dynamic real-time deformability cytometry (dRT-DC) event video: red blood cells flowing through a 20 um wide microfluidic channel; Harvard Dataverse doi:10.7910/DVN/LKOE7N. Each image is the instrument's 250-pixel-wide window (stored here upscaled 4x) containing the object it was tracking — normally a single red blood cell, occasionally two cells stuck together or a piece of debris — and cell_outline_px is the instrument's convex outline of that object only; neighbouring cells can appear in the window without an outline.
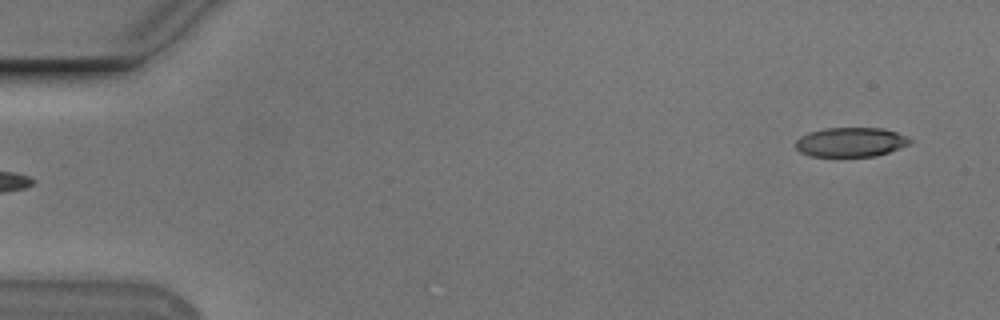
{"species": "Egyptian fruit bat (a non-hibernating species)", "species_latin": "Rousettus aegyptiacus", "temperature_condition": "cold", "stored_images_in_passage": 52, "camera_frame_rate_fps": 3000, "um_per_image_px": 0.085, "animal": {"sex": "male"}, "frame": {"image": 1, "passage_image": 1, "time_ms": 0.0, "image_size_px": [1000, 320], "cell_outline_px": [[912, 140], [908, 144], [900, 148], [876, 156], [812, 156], [800, 152], [796, 148], [796, 140], [800, 136], [808, 132], [824, 128], [884, 128], [896, 132]], "centroid_in_image_um": [72.28, 12.07], "position_along_channel_um": 12.7, "area_um2": 19.48}}
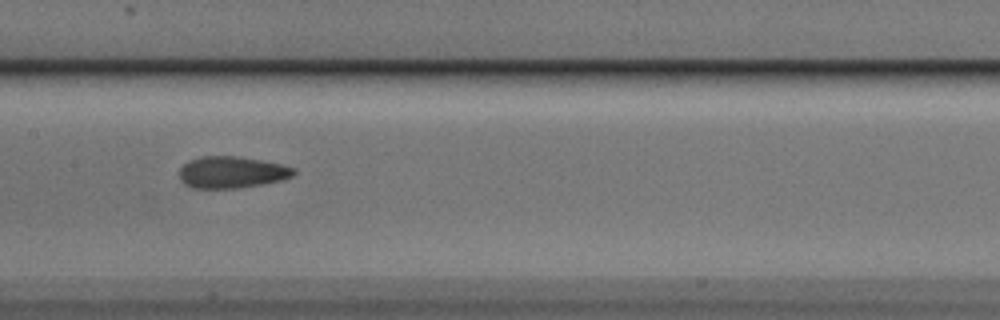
{"frame": {"image": 2, "passage_image": 25, "time_ms": 8.0, "image_size_px": [1000, 320], "cell_outline_px": [[296, 172], [292, 176], [280, 180], [240, 188], [192, 188], [184, 184], [180, 180], [180, 168], [188, 160], [200, 156], [236, 156], [260, 160], [280, 164], [296, 168]], "centroid_in_image_um": [19.66, 14.64], "position_along_channel_um": 187.7, "area_um2": 21.1}}
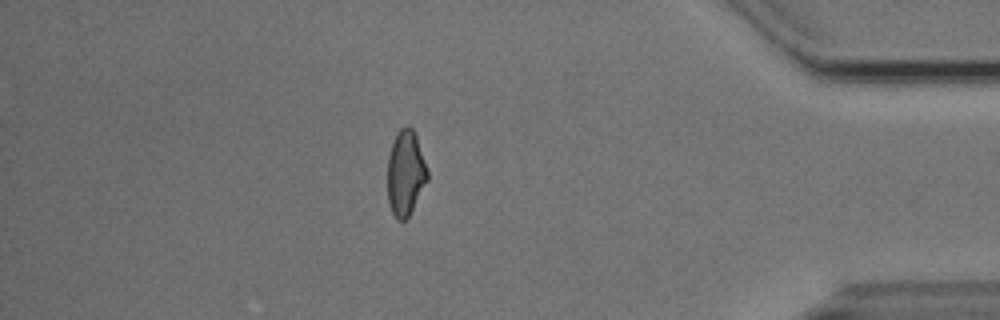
{"frame": {"image": 3, "passage_image": 45, "time_ms": 14.667, "image_size_px": [1000, 320], "cell_outline_px": [[428, 180], [408, 216], [404, 220], [396, 220], [388, 204], [388, 156], [392, 144], [400, 128], [408, 124], [412, 128], [416, 136], [428, 172]], "centroid_in_image_um": [34.46, 14.71], "position_along_channel_um": 400.7, "area_um2": 19.59}, "authors_computed_cell_mechanics": {"area_um2": 20.9525, "velocity_mm_per_s": 3.7657, "shape_relaxation_time_tau1_ms": 6.5548, "shape_relaxation_time_tau2_ms": 2.0885, "deformation_change_tau1": 0.1667, "deformation_change_tau2": 0.0864}}